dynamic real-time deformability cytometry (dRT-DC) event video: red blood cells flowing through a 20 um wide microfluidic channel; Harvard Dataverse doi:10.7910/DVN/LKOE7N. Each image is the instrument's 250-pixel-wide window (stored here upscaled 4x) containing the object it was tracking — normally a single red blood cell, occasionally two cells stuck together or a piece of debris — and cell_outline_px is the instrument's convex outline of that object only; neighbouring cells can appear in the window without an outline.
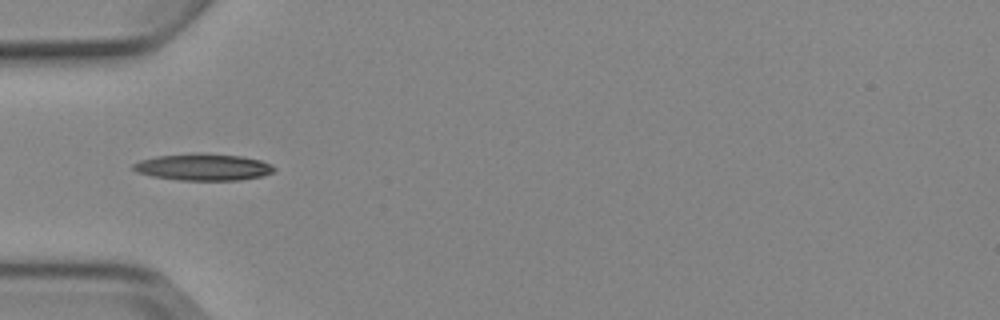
{"species": "Egyptian fruit bat (a non-hibernating species)", "species_latin": "Rousettus aegyptiacus", "temperature_condition": "cold", "stored_images_in_passage": 8, "camera_frame_rate_fps": 3000, "um_per_image_px": 0.085, "animal": {"sex": "female"}, "frame": {"image": 1, "passage_image": 6, "time_ms": 5.667, "image_size_px": [1000, 320], "cell_outline_px": [[276, 168], [272, 172], [260, 176], [240, 180], [180, 180], [152, 176], [136, 172], [132, 168], [132, 164], [140, 160], [156, 156], [192, 152], [200, 152], [240, 156], [260, 160], [272, 164]], "centroid_in_image_um": [17.24, 14.18], "position_along_channel_um": 67.8, "area_um2": 22.14}}
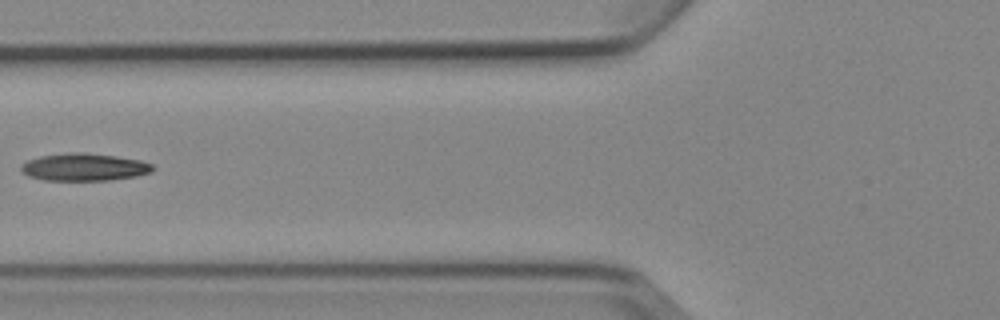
{"frame": {"image": 2, "passage_image": 7, "time_ms": 7.0, "image_size_px": [1000, 320], "cell_outline_px": [[156, 168], [152, 172], [136, 176], [108, 180], [44, 180], [28, 176], [20, 172], [20, 164], [28, 160], [40, 156], [68, 152], [84, 152], [116, 156], [140, 160], [152, 164]], "centroid_in_image_um": [7.13, 14.2], "position_along_channel_um": 118.7, "area_um2": 21.27}}
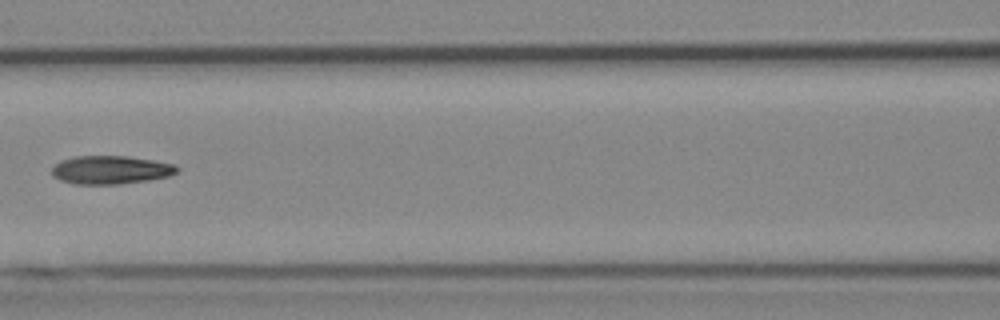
{"frame": {"image": 3, "passage_image": 8, "time_ms": 8.0, "image_size_px": [1000, 320], "cell_outline_px": [[180, 168], [176, 172], [168, 176], [148, 180], [120, 184], [76, 184], [60, 180], [52, 176], [52, 168], [60, 160], [72, 156], [128, 156], [176, 164]], "centroid_in_image_um": [9.4, 14.43], "position_along_channel_um": 157.2, "area_um2": 20.75}}